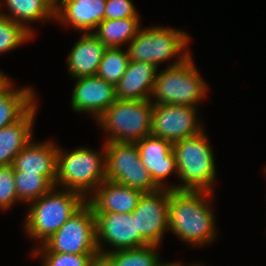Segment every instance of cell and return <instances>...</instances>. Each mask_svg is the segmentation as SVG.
<instances>
[{"label":"cell","instance_id":"6da1fadb","mask_svg":"<svg viewBox=\"0 0 266 266\" xmlns=\"http://www.w3.org/2000/svg\"><path fill=\"white\" fill-rule=\"evenodd\" d=\"M213 197L208 191L170 189L169 232L192 247L212 243L218 235Z\"/></svg>","mask_w":266,"mask_h":266},{"label":"cell","instance_id":"7a4b0ae2","mask_svg":"<svg viewBox=\"0 0 266 266\" xmlns=\"http://www.w3.org/2000/svg\"><path fill=\"white\" fill-rule=\"evenodd\" d=\"M201 133L173 143L177 177L181 184L169 185V189L208 191L214 193L216 162L209 138Z\"/></svg>","mask_w":266,"mask_h":266},{"label":"cell","instance_id":"3957f363","mask_svg":"<svg viewBox=\"0 0 266 266\" xmlns=\"http://www.w3.org/2000/svg\"><path fill=\"white\" fill-rule=\"evenodd\" d=\"M54 186L49 192L28 204L24 233L43 245L76 212L86 199L78 192L58 190Z\"/></svg>","mask_w":266,"mask_h":266},{"label":"cell","instance_id":"277c9868","mask_svg":"<svg viewBox=\"0 0 266 266\" xmlns=\"http://www.w3.org/2000/svg\"><path fill=\"white\" fill-rule=\"evenodd\" d=\"M190 38L187 32L176 28L141 27L125 49L130 60L148 62L157 68L174 57L176 60L166 65L173 67L192 55L188 48Z\"/></svg>","mask_w":266,"mask_h":266},{"label":"cell","instance_id":"5b68a950","mask_svg":"<svg viewBox=\"0 0 266 266\" xmlns=\"http://www.w3.org/2000/svg\"><path fill=\"white\" fill-rule=\"evenodd\" d=\"M104 146L100 152L84 146L67 152L59 146L55 186L89 197L106 180Z\"/></svg>","mask_w":266,"mask_h":266},{"label":"cell","instance_id":"8992f818","mask_svg":"<svg viewBox=\"0 0 266 266\" xmlns=\"http://www.w3.org/2000/svg\"><path fill=\"white\" fill-rule=\"evenodd\" d=\"M206 83L191 55L179 65L158 71L149 100L153 105L198 107L209 92Z\"/></svg>","mask_w":266,"mask_h":266},{"label":"cell","instance_id":"52a82bcc","mask_svg":"<svg viewBox=\"0 0 266 266\" xmlns=\"http://www.w3.org/2000/svg\"><path fill=\"white\" fill-rule=\"evenodd\" d=\"M153 104L150 100L117 99L97 120L107 142H136L151 135Z\"/></svg>","mask_w":266,"mask_h":266},{"label":"cell","instance_id":"ba28073f","mask_svg":"<svg viewBox=\"0 0 266 266\" xmlns=\"http://www.w3.org/2000/svg\"><path fill=\"white\" fill-rule=\"evenodd\" d=\"M104 145L106 180L143 193L160 189L142 164L135 142H107Z\"/></svg>","mask_w":266,"mask_h":266},{"label":"cell","instance_id":"9c48e42d","mask_svg":"<svg viewBox=\"0 0 266 266\" xmlns=\"http://www.w3.org/2000/svg\"><path fill=\"white\" fill-rule=\"evenodd\" d=\"M44 245L51 252L76 255L97 253L96 221L91 206L85 202Z\"/></svg>","mask_w":266,"mask_h":266},{"label":"cell","instance_id":"30bf717a","mask_svg":"<svg viewBox=\"0 0 266 266\" xmlns=\"http://www.w3.org/2000/svg\"><path fill=\"white\" fill-rule=\"evenodd\" d=\"M96 221L98 252L133 249L150 245L137 232L136 219L132 213L93 212ZM112 247L105 250V245ZM103 244V245H102Z\"/></svg>","mask_w":266,"mask_h":266},{"label":"cell","instance_id":"8fae6325","mask_svg":"<svg viewBox=\"0 0 266 266\" xmlns=\"http://www.w3.org/2000/svg\"><path fill=\"white\" fill-rule=\"evenodd\" d=\"M199 107L154 104L151 135L172 143L201 133L204 125L197 119Z\"/></svg>","mask_w":266,"mask_h":266},{"label":"cell","instance_id":"7c38bea8","mask_svg":"<svg viewBox=\"0 0 266 266\" xmlns=\"http://www.w3.org/2000/svg\"><path fill=\"white\" fill-rule=\"evenodd\" d=\"M170 189L160 188L157 191L143 193L138 205L132 212L136 219L137 232L150 245L161 246L168 229V207Z\"/></svg>","mask_w":266,"mask_h":266},{"label":"cell","instance_id":"4fadbf2b","mask_svg":"<svg viewBox=\"0 0 266 266\" xmlns=\"http://www.w3.org/2000/svg\"><path fill=\"white\" fill-rule=\"evenodd\" d=\"M74 80L70 99L74 112L91 114L97 120L117 100L115 85L97 75Z\"/></svg>","mask_w":266,"mask_h":266},{"label":"cell","instance_id":"5bb4252c","mask_svg":"<svg viewBox=\"0 0 266 266\" xmlns=\"http://www.w3.org/2000/svg\"><path fill=\"white\" fill-rule=\"evenodd\" d=\"M142 164L160 188H169L166 181L173 173L178 174L173 143L153 135L135 142ZM167 185V186H166Z\"/></svg>","mask_w":266,"mask_h":266},{"label":"cell","instance_id":"9a60e30c","mask_svg":"<svg viewBox=\"0 0 266 266\" xmlns=\"http://www.w3.org/2000/svg\"><path fill=\"white\" fill-rule=\"evenodd\" d=\"M106 0H57L55 20L83 33H93L105 19Z\"/></svg>","mask_w":266,"mask_h":266},{"label":"cell","instance_id":"2e32d148","mask_svg":"<svg viewBox=\"0 0 266 266\" xmlns=\"http://www.w3.org/2000/svg\"><path fill=\"white\" fill-rule=\"evenodd\" d=\"M58 147L53 140L32 139L14 158V171L43 175L55 186Z\"/></svg>","mask_w":266,"mask_h":266},{"label":"cell","instance_id":"e0dca14e","mask_svg":"<svg viewBox=\"0 0 266 266\" xmlns=\"http://www.w3.org/2000/svg\"><path fill=\"white\" fill-rule=\"evenodd\" d=\"M142 194L140 190L104 180L90 197L86 198V202L93 212L132 213Z\"/></svg>","mask_w":266,"mask_h":266},{"label":"cell","instance_id":"ac0fdd59","mask_svg":"<svg viewBox=\"0 0 266 266\" xmlns=\"http://www.w3.org/2000/svg\"><path fill=\"white\" fill-rule=\"evenodd\" d=\"M158 68L148 62L130 60L125 73L115 85L119 100H149Z\"/></svg>","mask_w":266,"mask_h":266},{"label":"cell","instance_id":"d6986e66","mask_svg":"<svg viewBox=\"0 0 266 266\" xmlns=\"http://www.w3.org/2000/svg\"><path fill=\"white\" fill-rule=\"evenodd\" d=\"M106 48L93 33H82L67 57V70L71 78L96 75Z\"/></svg>","mask_w":266,"mask_h":266},{"label":"cell","instance_id":"ffe728a7","mask_svg":"<svg viewBox=\"0 0 266 266\" xmlns=\"http://www.w3.org/2000/svg\"><path fill=\"white\" fill-rule=\"evenodd\" d=\"M36 103L20 120L0 129V166L11 165L18 153L34 138Z\"/></svg>","mask_w":266,"mask_h":266},{"label":"cell","instance_id":"44dd1931","mask_svg":"<svg viewBox=\"0 0 266 266\" xmlns=\"http://www.w3.org/2000/svg\"><path fill=\"white\" fill-rule=\"evenodd\" d=\"M2 4L9 10L8 13L2 12ZM55 6V0H0V15L21 24L34 36L33 26L28 23L55 20Z\"/></svg>","mask_w":266,"mask_h":266},{"label":"cell","instance_id":"7402d4cb","mask_svg":"<svg viewBox=\"0 0 266 266\" xmlns=\"http://www.w3.org/2000/svg\"><path fill=\"white\" fill-rule=\"evenodd\" d=\"M12 82L0 90V129L20 120L37 103L34 89H15Z\"/></svg>","mask_w":266,"mask_h":266},{"label":"cell","instance_id":"603a6c76","mask_svg":"<svg viewBox=\"0 0 266 266\" xmlns=\"http://www.w3.org/2000/svg\"><path fill=\"white\" fill-rule=\"evenodd\" d=\"M140 17L104 19L93 34L107 48H122L137 35L141 28Z\"/></svg>","mask_w":266,"mask_h":266},{"label":"cell","instance_id":"cb8c5ba5","mask_svg":"<svg viewBox=\"0 0 266 266\" xmlns=\"http://www.w3.org/2000/svg\"><path fill=\"white\" fill-rule=\"evenodd\" d=\"M158 245L108 252L113 266H159L162 264Z\"/></svg>","mask_w":266,"mask_h":266},{"label":"cell","instance_id":"d4e9b609","mask_svg":"<svg viewBox=\"0 0 266 266\" xmlns=\"http://www.w3.org/2000/svg\"><path fill=\"white\" fill-rule=\"evenodd\" d=\"M14 178L18 201L26 204L37 200L54 187L45 176L36 173L15 171Z\"/></svg>","mask_w":266,"mask_h":266},{"label":"cell","instance_id":"484cf974","mask_svg":"<svg viewBox=\"0 0 266 266\" xmlns=\"http://www.w3.org/2000/svg\"><path fill=\"white\" fill-rule=\"evenodd\" d=\"M127 50L123 48H106L100 61L97 76L116 85L129 64Z\"/></svg>","mask_w":266,"mask_h":266},{"label":"cell","instance_id":"4316f807","mask_svg":"<svg viewBox=\"0 0 266 266\" xmlns=\"http://www.w3.org/2000/svg\"><path fill=\"white\" fill-rule=\"evenodd\" d=\"M32 37L21 24L0 15V54L16 49Z\"/></svg>","mask_w":266,"mask_h":266},{"label":"cell","instance_id":"83f0119b","mask_svg":"<svg viewBox=\"0 0 266 266\" xmlns=\"http://www.w3.org/2000/svg\"><path fill=\"white\" fill-rule=\"evenodd\" d=\"M37 247L30 255L41 257V266H88L92 256L51 252L44 244Z\"/></svg>","mask_w":266,"mask_h":266},{"label":"cell","instance_id":"f1b7e54d","mask_svg":"<svg viewBox=\"0 0 266 266\" xmlns=\"http://www.w3.org/2000/svg\"><path fill=\"white\" fill-rule=\"evenodd\" d=\"M14 174L12 164L0 166V210L6 211L19 202Z\"/></svg>","mask_w":266,"mask_h":266},{"label":"cell","instance_id":"f546056e","mask_svg":"<svg viewBox=\"0 0 266 266\" xmlns=\"http://www.w3.org/2000/svg\"><path fill=\"white\" fill-rule=\"evenodd\" d=\"M131 0H106L105 19L140 17Z\"/></svg>","mask_w":266,"mask_h":266},{"label":"cell","instance_id":"4dcf8cb0","mask_svg":"<svg viewBox=\"0 0 266 266\" xmlns=\"http://www.w3.org/2000/svg\"><path fill=\"white\" fill-rule=\"evenodd\" d=\"M88 266H113V262L107 253L97 252L91 256Z\"/></svg>","mask_w":266,"mask_h":266},{"label":"cell","instance_id":"1f68e13d","mask_svg":"<svg viewBox=\"0 0 266 266\" xmlns=\"http://www.w3.org/2000/svg\"><path fill=\"white\" fill-rule=\"evenodd\" d=\"M11 81L6 74L3 73V71L0 70V90L5 87L9 82Z\"/></svg>","mask_w":266,"mask_h":266},{"label":"cell","instance_id":"d6a6232c","mask_svg":"<svg viewBox=\"0 0 266 266\" xmlns=\"http://www.w3.org/2000/svg\"><path fill=\"white\" fill-rule=\"evenodd\" d=\"M159 266H184V263L180 262L179 260L166 263L163 261L162 264Z\"/></svg>","mask_w":266,"mask_h":266},{"label":"cell","instance_id":"836d02e7","mask_svg":"<svg viewBox=\"0 0 266 266\" xmlns=\"http://www.w3.org/2000/svg\"><path fill=\"white\" fill-rule=\"evenodd\" d=\"M187 266H204V265L201 264V263H199V264L198 263H195V264L193 263V264H190V265H187Z\"/></svg>","mask_w":266,"mask_h":266}]
</instances>
